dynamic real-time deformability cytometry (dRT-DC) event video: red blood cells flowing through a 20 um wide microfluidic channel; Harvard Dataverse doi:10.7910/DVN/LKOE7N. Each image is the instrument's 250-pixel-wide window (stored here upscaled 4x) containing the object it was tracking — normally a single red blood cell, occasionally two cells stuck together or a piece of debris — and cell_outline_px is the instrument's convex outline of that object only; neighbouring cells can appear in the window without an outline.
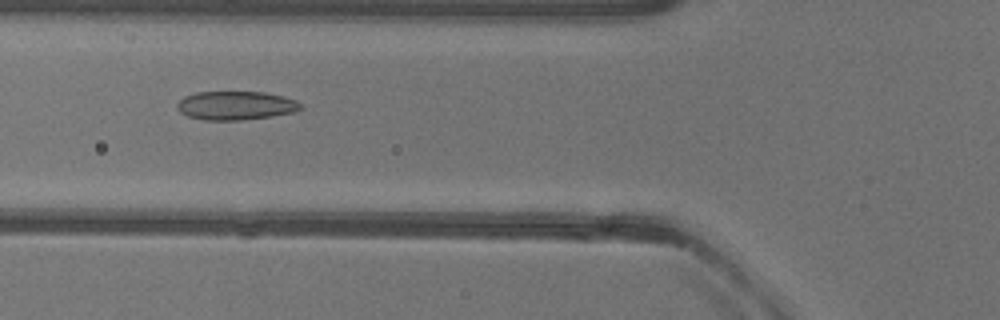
{"species": "common noctule bat (a hibernating species)", "species_latin": "Nyctalus noctula", "temperature_condition": "warm", "stored_images_in_passage": 30, "camera_frame_rate_fps": 3000, "um_per_image_px": 0.085, "animal": {"sex": "female"}, "frame": {"image": 1, "passage_image": 5, "time_ms": 1.333, "image_size_px": [1000, 320], "cell_outline_px": [[304, 108], [292, 112], [272, 116], [240, 120], [204, 120], [188, 116], [180, 112], [176, 108], [176, 104], [184, 96], [196, 92], [264, 92], [284, 96], [296, 100]], "centroid_in_image_um": [20.02, 8.97], "position_along_channel_um": 105.8, "area_um2": 20.69}}
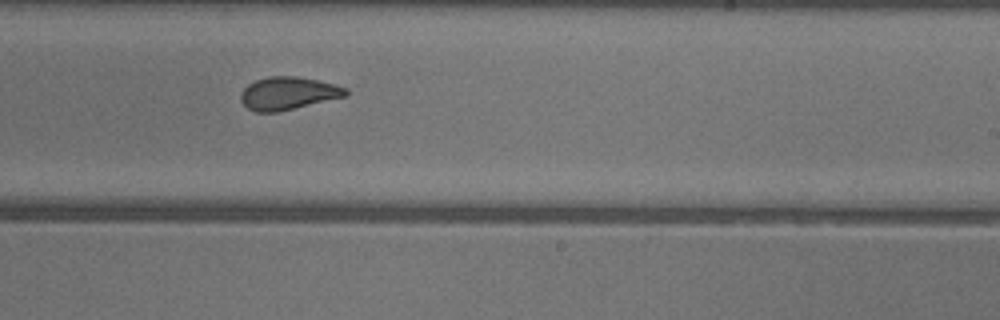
{"frame": {"image": 2, "passage_image": 17, "time_ms": 5.333, "image_size_px": [1000, 320], "cell_outline_px": [[348, 96], [276, 112], [256, 112], [248, 108], [240, 100], [240, 92], [248, 84], [256, 80], [268, 76], [296, 76], [316, 80], [348, 88]], "centroid_in_image_um": [24.48, 7.93], "position_along_channel_um": 264.5, "area_um2": 20.0}}
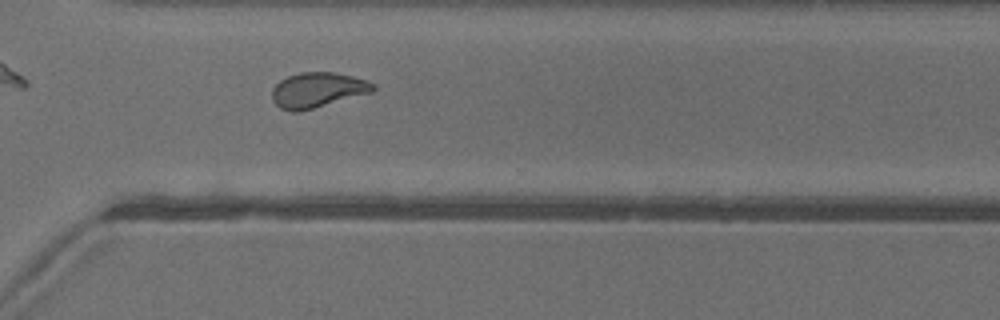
{"frame": {"image": 3, "passage_image": 23, "time_ms": 7.333, "image_size_px": [1000, 320], "cell_outline_px": [[376, 88], [372, 92], [300, 112], [292, 112], [280, 108], [272, 100], [272, 88], [280, 80], [288, 76], [300, 72], [332, 72], [352, 76], [368, 80], [376, 84]], "centroid_in_image_um": [26.99, 7.65], "position_along_channel_um": 343.6, "area_um2": 20.81}, "authors_computed_cell_mechanics": {"area_um2": 20.6057, "velocity_mm_per_s": 3.9667, "shape_relaxation_time_tau1_ms": 10.0515, "shape_relaxation_time_tau2_ms": 1.1638, "deformation_change_tau1": 0.2299, "deformation_change_tau2": 0.0618}}